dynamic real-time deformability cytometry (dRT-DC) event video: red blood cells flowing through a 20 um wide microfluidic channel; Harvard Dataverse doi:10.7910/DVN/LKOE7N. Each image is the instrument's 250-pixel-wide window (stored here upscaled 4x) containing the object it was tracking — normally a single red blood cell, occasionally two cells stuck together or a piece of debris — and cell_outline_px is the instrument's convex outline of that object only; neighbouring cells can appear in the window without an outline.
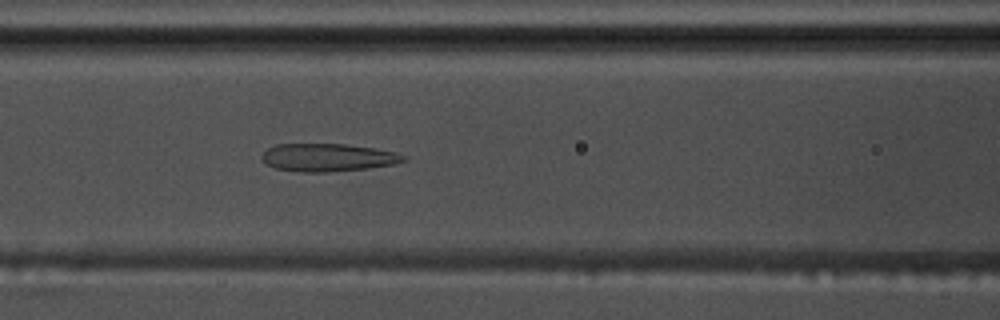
{"species": "common noctule bat (a hibernating species)", "species_latin": "Nyctalus noctula", "temperature_condition": "warm", "stored_images_in_passage": 43, "camera_frame_rate_fps": 3000, "um_per_image_px": 0.085, "animal": {"sex": "male", "body_mass_g": 17.5, "forearm_length_mm": 52.3}, "frame": {"image": 1, "passage_image": 17, "time_ms": 5.333, "image_size_px": [1000, 320], "cell_outline_px": [[408, 160], [392, 164], [368, 168], [324, 172], [300, 172], [276, 168], [268, 164], [260, 156], [268, 148], [276, 144], [344, 144], [372, 148], [396, 152], [408, 156]], "centroid_in_image_um": [27.89, 13.38], "position_along_channel_um": 138.7, "area_um2": 22.83}}
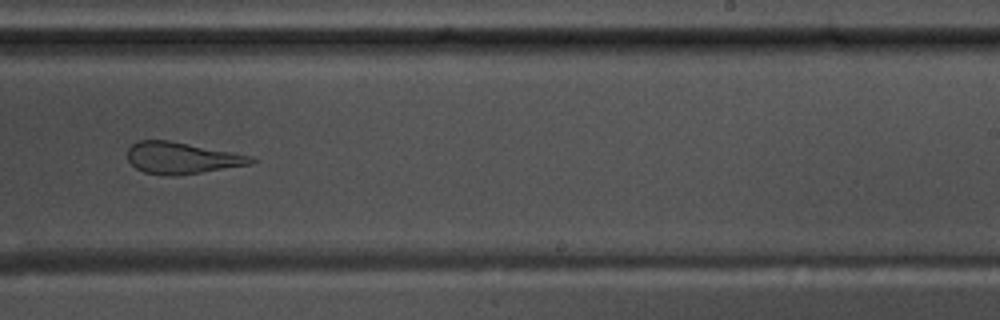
{"frame": {"image": 2, "passage_image": 28, "time_ms": 9.0, "image_size_px": [1000, 320], "cell_outline_px": [[256, 160], [248, 164], [176, 176], [164, 176], [144, 172], [136, 168], [128, 160], [128, 148], [136, 140], [168, 140], [232, 152], [252, 156]], "centroid_in_image_um": [15.38, 13.42], "position_along_channel_um": 273.6, "area_um2": 22.48}}
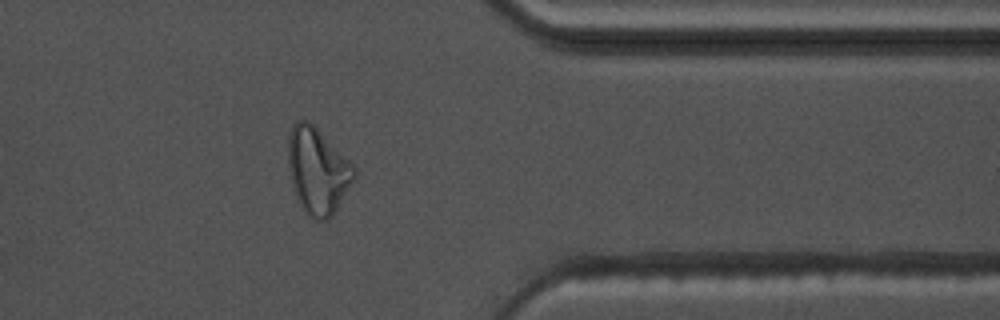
{"frame": {"image": 3, "passage_image": 38, "time_ms": 12.333, "image_size_px": [1000, 320], "cell_outline_px": [[356, 180], [332, 216], [328, 220], [316, 220], [308, 216], [304, 212], [296, 196], [292, 184], [288, 168], [288, 132], [292, 124], [296, 120], [308, 120], [356, 168]], "centroid_in_image_um": [26.99, 14.54], "position_along_channel_um": 384.4, "area_um2": 33.29}, "authors_computed_cell_mechanics": {"area_um2": 25.721, "velocity_mm_per_s": 3.6868, "shape_relaxation_time_tau1_ms": null, "shape_relaxation_time_tau2_ms": 2.132, "deformation_change_tau1": null, "deformation_change_tau2": 0.128}}